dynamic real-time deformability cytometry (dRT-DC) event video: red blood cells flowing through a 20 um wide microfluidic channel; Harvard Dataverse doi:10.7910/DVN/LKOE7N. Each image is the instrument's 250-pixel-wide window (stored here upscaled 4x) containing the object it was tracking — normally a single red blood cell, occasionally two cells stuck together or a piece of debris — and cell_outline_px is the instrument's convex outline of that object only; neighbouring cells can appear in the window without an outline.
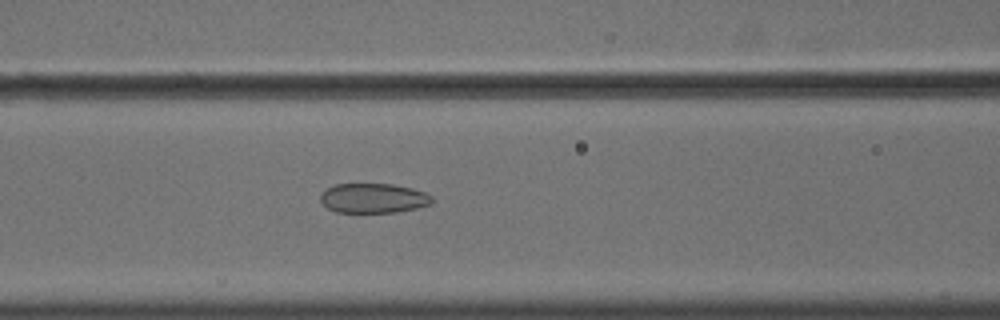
{"species": "common noctule bat (a hibernating species)", "species_latin": "Nyctalus noctula", "temperature_condition": "cold", "stored_images_in_passage": 56, "camera_frame_rate_fps": 3000, "um_per_image_px": 0.085, "animal": {"sex": "male", "body_mass_g": 18.8}, "frame": {"image": 1, "passage_image": 25, "time_ms": 8.0, "image_size_px": [1000, 320], "cell_outline_px": [[432, 200], [428, 204], [416, 208], [396, 212], [336, 212], [328, 208], [320, 200], [320, 196], [328, 188], [336, 184], [392, 184], [412, 188], [428, 192], [432, 196]], "centroid_in_image_um": [31.76, 16.84], "position_along_channel_um": 134.8, "area_um2": 19.13}}
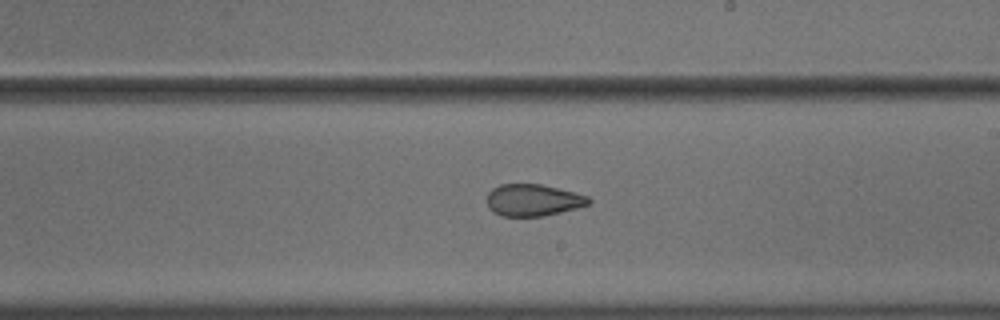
{"frame": {"image": 2, "passage_image": 34, "time_ms": 11.0, "image_size_px": [1000, 320], "cell_outline_px": [[592, 200], [588, 204], [576, 208], [544, 216], [500, 216], [492, 212], [488, 208], [488, 192], [492, 188], [500, 184], [540, 184], [588, 196]], "centroid_in_image_um": [45.27, 17.01], "position_along_channel_um": 243.7, "area_um2": 18.79}}
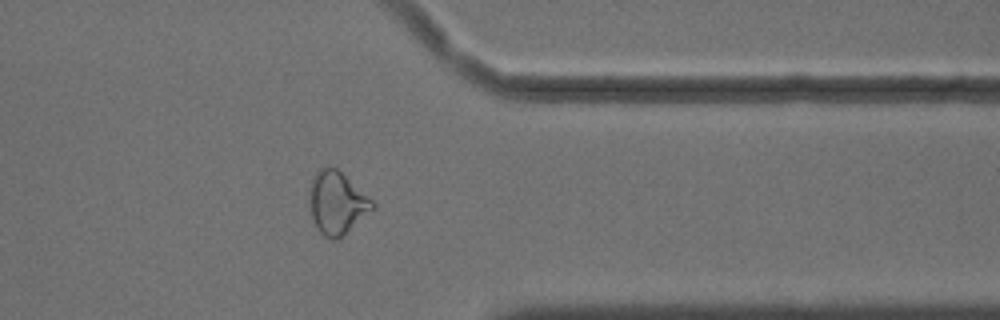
{"frame": {"image": 3, "passage_image": 46, "time_ms": 15.0, "image_size_px": [1000, 320], "cell_outline_px": [[376, 208], [344, 236], [336, 240], [332, 240], [324, 236], [320, 232], [312, 220], [308, 208], [308, 192], [312, 180], [316, 172], [320, 168], [328, 164], [336, 168], [372, 200], [376, 204]], "centroid_in_image_um": [28.61, 17.27], "position_along_channel_um": 382.8, "area_um2": 23.52}, "authors_computed_cell_mechanics": {"area_um2": 23.4957, "velocity_mm_per_s": 3.6184, "shape_relaxation_time_tau1_ms": null, "shape_relaxation_time_tau2_ms": 1.7958, "deformation_change_tau1": null, "deformation_change_tau2": 0.0802}}